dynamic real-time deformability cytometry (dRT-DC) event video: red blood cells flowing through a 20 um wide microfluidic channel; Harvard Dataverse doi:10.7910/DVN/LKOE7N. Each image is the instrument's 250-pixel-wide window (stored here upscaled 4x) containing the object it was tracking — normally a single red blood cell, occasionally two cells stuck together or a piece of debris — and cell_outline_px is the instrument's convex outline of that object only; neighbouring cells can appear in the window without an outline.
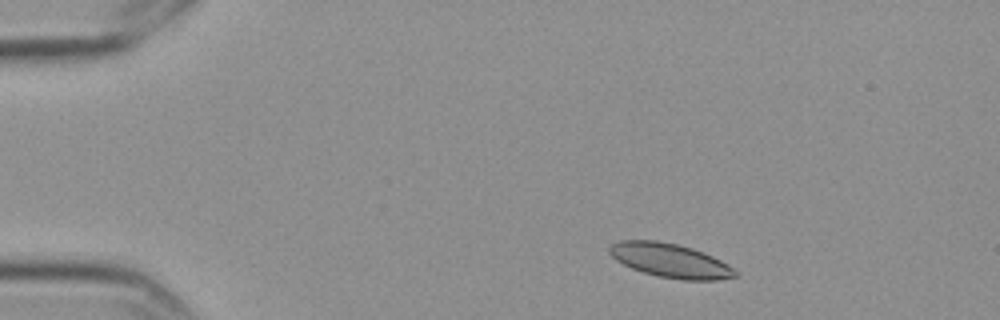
{"species": "Egyptian fruit bat (a non-hibernating species)", "species_latin": "Rousettus aegyptiacus", "temperature_condition": "cold", "stored_images_in_passage": 5, "camera_frame_rate_fps": 3000, "um_per_image_px": 0.085, "frame": {"image": 1, "passage_image": 2, "time_ms": 0.333, "image_size_px": [1000, 320], "cell_outline_px": [[740, 276], [716, 280], [684, 280], [660, 276], [644, 272], [632, 268], [616, 260], [608, 252], [608, 248], [612, 244], [620, 240], [656, 240], [676, 244], [692, 248], [704, 252], [728, 264], [740, 272]], "centroid_in_image_um": [57.01, 22.14], "position_along_channel_um": 28.0, "area_um2": 24.97}}
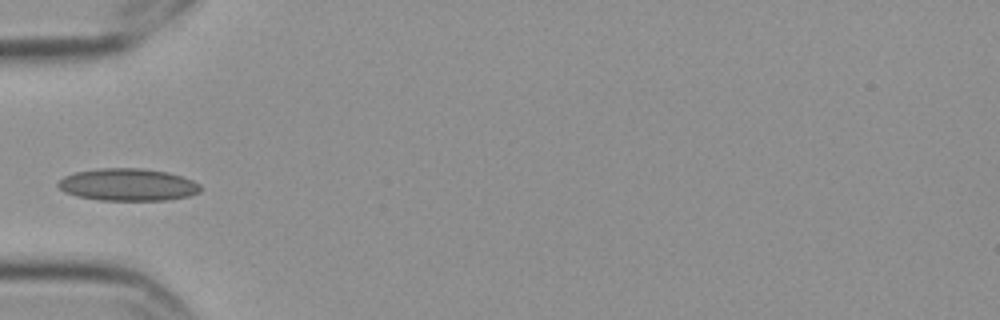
{"frame": {"image": 2, "passage_image": 5, "time_ms": 1.333, "image_size_px": [1000, 320], "cell_outline_px": [[200, 192], [188, 196], [168, 200], [100, 200], [76, 196], [64, 192], [56, 184], [64, 176], [76, 172], [100, 168], [140, 168], [168, 172], [192, 180], [200, 184]], "centroid_in_image_um": [10.86, 15.7], "position_along_channel_um": 74.1, "area_um2": 26.76}}